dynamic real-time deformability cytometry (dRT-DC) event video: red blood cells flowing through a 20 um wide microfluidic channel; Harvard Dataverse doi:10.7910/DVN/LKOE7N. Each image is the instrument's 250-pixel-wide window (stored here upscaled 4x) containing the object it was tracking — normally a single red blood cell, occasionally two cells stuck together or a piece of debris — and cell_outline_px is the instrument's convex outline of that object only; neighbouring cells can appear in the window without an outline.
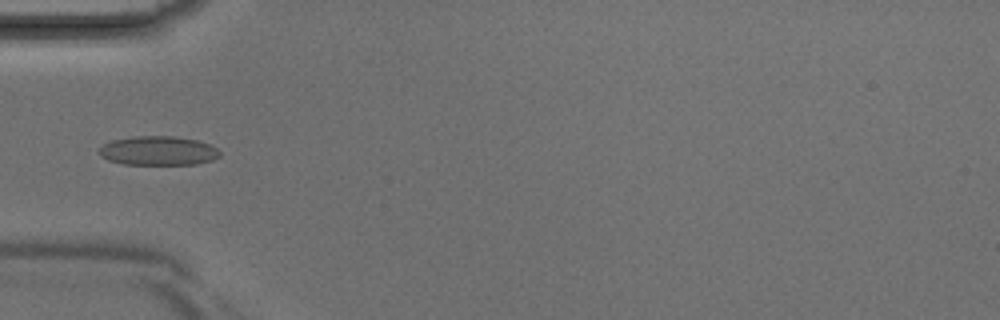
{"species": "Egyptian fruit bat (a non-hibernating species)", "species_latin": "Rousettus aegyptiacus", "temperature_condition": "room temperature", "stored_images_in_passage": 6, "camera_frame_rate_fps": 3000, "um_per_image_px": 0.085, "animal": {"sex": "male"}, "frame": {"image": 1, "passage_image": 6, "time_ms": 1.667, "image_size_px": [1000, 320], "cell_outline_px": [[220, 156], [212, 160], [196, 164], [124, 164], [108, 160], [100, 156], [96, 152], [104, 144], [112, 140], [132, 136], [172, 136], [196, 140], [208, 144], [216, 148], [220, 152]], "centroid_in_image_um": [13.41, 12.81], "position_along_channel_um": 71.6, "area_um2": 20.46}}